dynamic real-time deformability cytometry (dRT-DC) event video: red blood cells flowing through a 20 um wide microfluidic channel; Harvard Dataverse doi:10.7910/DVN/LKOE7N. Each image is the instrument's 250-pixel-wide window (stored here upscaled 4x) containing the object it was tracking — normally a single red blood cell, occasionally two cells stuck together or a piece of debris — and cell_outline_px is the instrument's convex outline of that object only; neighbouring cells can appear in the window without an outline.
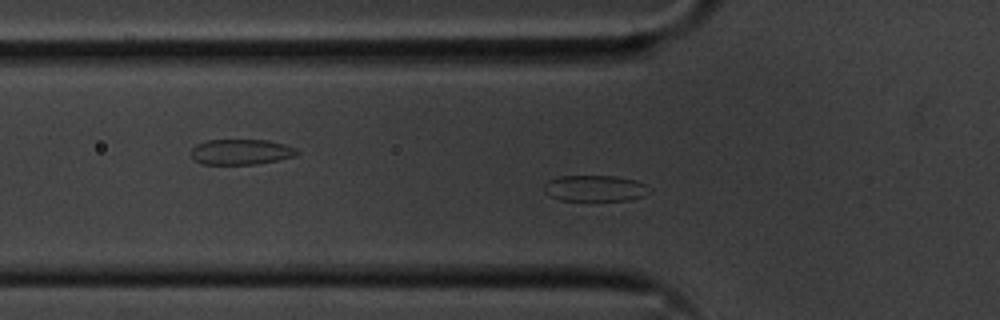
{"species": "common noctule bat (a hibernating species)", "species_latin": "Nyctalus noctula", "temperature_condition": "cold", "stored_images_in_passage": 51, "camera_frame_rate_fps": 3000, "um_per_image_px": 0.085, "animal": {"sex": "male", "body_mass_g": 20.1, "forearm_length_mm": 53.5}, "frame": {"image": 1, "passage_image": 12, "time_ms": 3.667, "image_size_px": [1000, 320], "cell_outline_px": [[652, 192], [644, 196], [628, 200], [560, 200], [544, 192], [544, 184], [548, 180], [560, 176], [616, 176], [636, 180], [652, 188]], "centroid_in_image_um": [50.62, 16.0], "position_along_channel_um": 75.2, "area_um2": 16.13}}
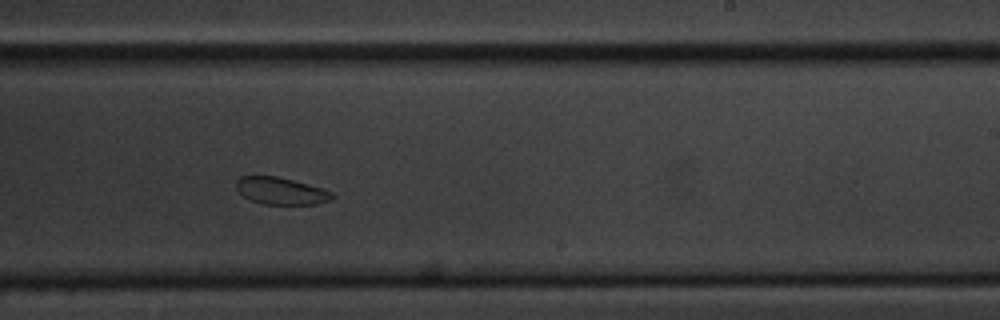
{"frame": {"image": 2, "passage_image": 28, "time_ms": 9.0, "image_size_px": [1000, 320], "cell_outline_px": [[336, 196], [328, 200], [316, 204], [264, 204], [252, 200], [244, 196], [236, 188], [236, 180], [240, 176], [276, 176], [308, 184], [332, 192]], "centroid_in_image_um": [23.86, 16.22], "position_along_channel_um": 265.1, "area_um2": 14.91}}
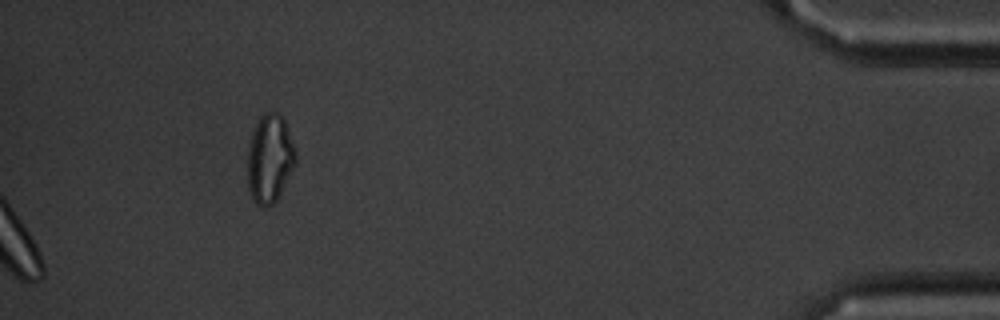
{"frame": {"image": 3, "passage_image": 51, "time_ms": 16.667, "image_size_px": [1000, 320], "cell_outline_px": [[296, 164], [276, 200], [272, 204], [264, 208], [256, 204], [252, 196], [248, 184], [248, 148], [252, 132], [260, 116], [264, 112], [276, 112], [284, 120], [296, 152]], "centroid_in_image_um": [22.93, 13.49], "position_along_channel_um": 412.3, "area_um2": 24.51}, "authors_computed_cell_mechanics": {"area_um2": 18.0336, "velocity_mm_per_s": 3.5596, "shape_relaxation_time_tau1_ms": 2.8624, "shape_relaxation_time_tau2_ms": null, "deformation_change_tau1": 0.0671, "deformation_change_tau2": null}}